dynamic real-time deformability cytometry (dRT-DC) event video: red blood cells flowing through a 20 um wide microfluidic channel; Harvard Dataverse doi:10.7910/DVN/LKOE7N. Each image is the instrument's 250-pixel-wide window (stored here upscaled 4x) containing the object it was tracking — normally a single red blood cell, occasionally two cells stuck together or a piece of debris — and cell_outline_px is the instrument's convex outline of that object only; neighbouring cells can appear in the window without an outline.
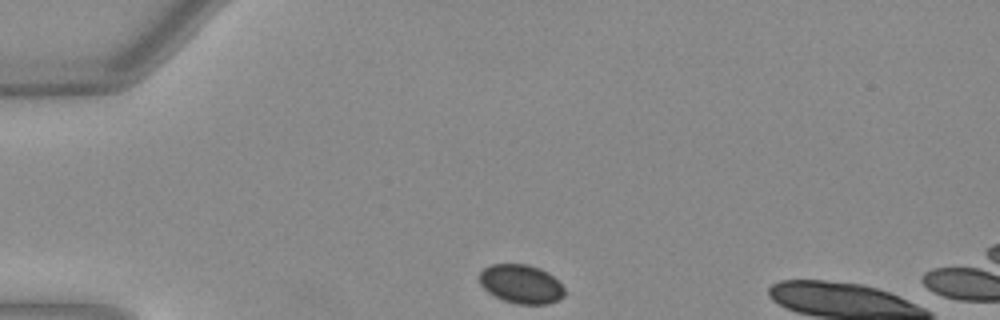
{"species": "Egyptian fruit bat (a non-hibernating species)", "species_latin": "Rousettus aegyptiacus", "temperature_condition": "warm", "stored_images_in_passage": 5, "camera_frame_rate_fps": 3000, "um_per_image_px": 0.085, "animal": {"sex": "female"}, "frame": {"image": 1, "passage_image": 1, "time_ms": 0.0, "image_size_px": [1000, 320], "cell_outline_px": [[564, 296], [560, 300], [548, 304], [516, 304], [504, 300], [488, 292], [480, 284], [480, 272], [484, 268], [492, 264], [528, 264], [540, 268], [548, 272], [564, 288]], "centroid_in_image_um": [44.31, 24.14], "position_along_channel_um": 40.7, "area_um2": 19.25}}